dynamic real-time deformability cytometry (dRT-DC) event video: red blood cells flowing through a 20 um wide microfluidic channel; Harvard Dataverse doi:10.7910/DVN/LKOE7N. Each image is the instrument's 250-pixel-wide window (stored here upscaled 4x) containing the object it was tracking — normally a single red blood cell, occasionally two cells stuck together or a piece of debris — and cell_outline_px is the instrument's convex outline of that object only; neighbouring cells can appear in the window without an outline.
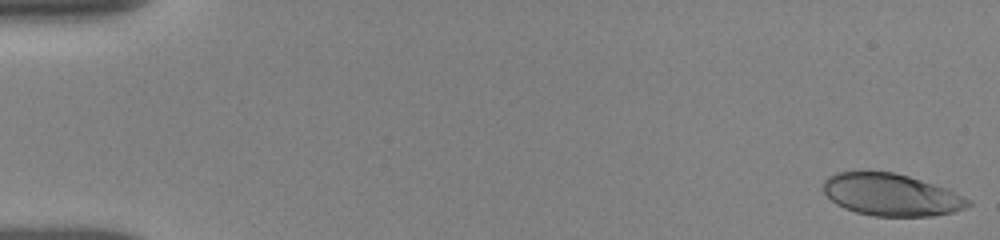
{"species": "human", "species_latin": "Homo sapiens", "temperature_condition": "room temperature", "stored_images_in_passage": 26, "camera_frame_rate_fps": 3000, "um_per_image_px": 0.085, "donor": {"sex": "female"}, "frame": {"image": 1, "passage_image": 1, "time_ms": 0.0, "image_size_px": [1000, 240], "cell_outline_px": [[972, 204], [968, 208], [952, 212], [932, 216], [872, 216], [856, 212], [844, 208], [836, 204], [824, 192], [824, 180], [828, 176], [836, 172], [892, 172], [908, 176], [948, 188], [972, 200]], "centroid_in_image_um": [75.8, 16.56], "position_along_channel_um": 9.2, "area_um2": 35.66}}
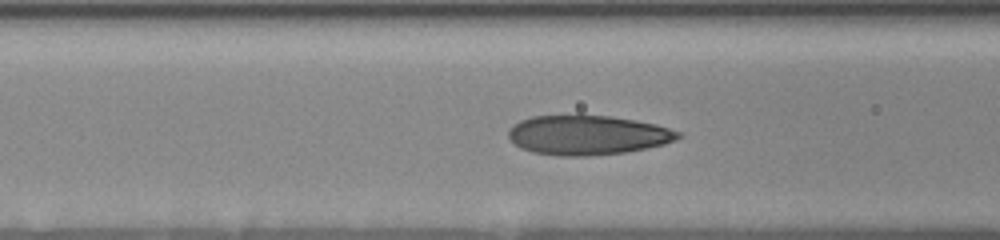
{"frame": {"image": 2, "passage_image": 19, "time_ms": 6.667, "image_size_px": [1000, 240], "cell_outline_px": [[680, 136], [676, 140], [664, 144], [648, 148], [628, 152], [588, 156], [560, 156], [532, 152], [520, 148], [508, 136], [508, 132], [512, 124], [520, 120], [532, 116], [576, 112], [580, 112], [612, 116], [636, 120], [656, 124], [680, 132]], "centroid_in_image_um": [49.91, 11.44], "position_along_channel_um": 116.7, "area_um2": 40.29}}
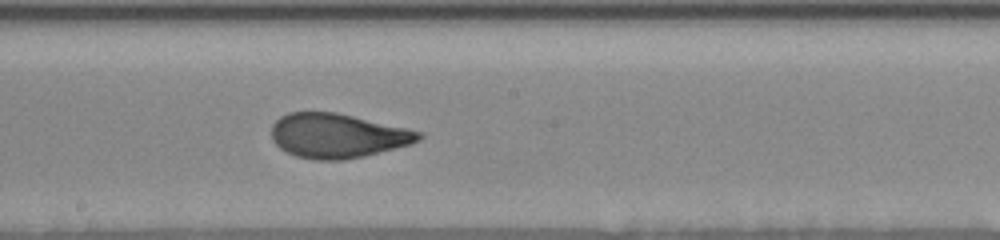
{"frame": {"image": 3, "passage_image": 26, "time_ms": 9.333, "image_size_px": [1000, 240], "cell_outline_px": [[424, 136], [420, 140], [412, 144], [364, 156], [340, 160], [316, 160], [296, 156], [280, 148], [272, 140], [272, 124], [280, 116], [288, 112], [336, 112], [424, 132]], "centroid_in_image_um": [28.7, 11.53], "position_along_channel_um": 219.5, "area_um2": 38.15}}